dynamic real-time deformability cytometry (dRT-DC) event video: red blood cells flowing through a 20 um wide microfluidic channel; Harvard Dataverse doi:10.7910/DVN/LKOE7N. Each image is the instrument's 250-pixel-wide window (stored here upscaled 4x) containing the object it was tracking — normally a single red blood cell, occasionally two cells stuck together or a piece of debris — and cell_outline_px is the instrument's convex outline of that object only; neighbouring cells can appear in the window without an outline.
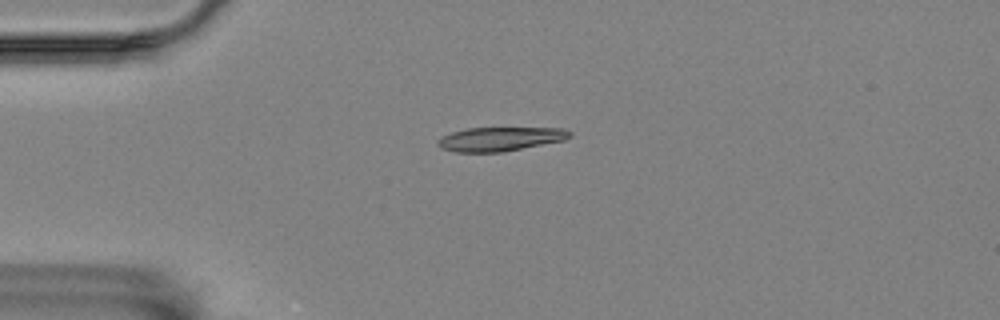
{"species": "Egyptian fruit bat (a non-hibernating species)", "species_latin": "Rousettus aegyptiacus", "temperature_condition": "room temperature", "stored_images_in_passage": 4, "camera_frame_rate_fps": 3000, "um_per_image_px": 0.085, "animal": {"sex": "female"}, "frame": {"image": 1, "passage_image": 1, "time_ms": 0.0, "image_size_px": [1000, 320], "cell_outline_px": [[572, 136], [564, 140], [504, 152], [456, 152], [440, 148], [436, 144], [436, 140], [440, 136], [452, 132], [468, 128], [564, 128], [572, 132]], "centroid_in_image_um": [42.48, 11.82], "position_along_channel_um": 42.5, "area_um2": 18.61}}
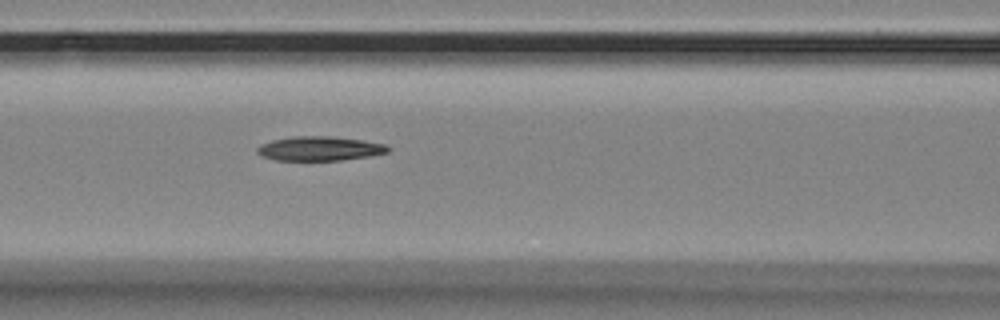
{"frame": {"image": 2, "passage_image": 4, "time_ms": 1.0, "image_size_px": [1000, 320], "cell_outline_px": [[392, 148], [388, 152], [372, 156], [340, 160], [276, 160], [260, 156], [256, 152], [256, 148], [260, 144], [272, 140], [292, 136], [332, 136], [360, 140], [384, 144]], "centroid_in_image_um": [27.14, 12.63], "position_along_channel_um": 139.5, "area_um2": 18.61}}